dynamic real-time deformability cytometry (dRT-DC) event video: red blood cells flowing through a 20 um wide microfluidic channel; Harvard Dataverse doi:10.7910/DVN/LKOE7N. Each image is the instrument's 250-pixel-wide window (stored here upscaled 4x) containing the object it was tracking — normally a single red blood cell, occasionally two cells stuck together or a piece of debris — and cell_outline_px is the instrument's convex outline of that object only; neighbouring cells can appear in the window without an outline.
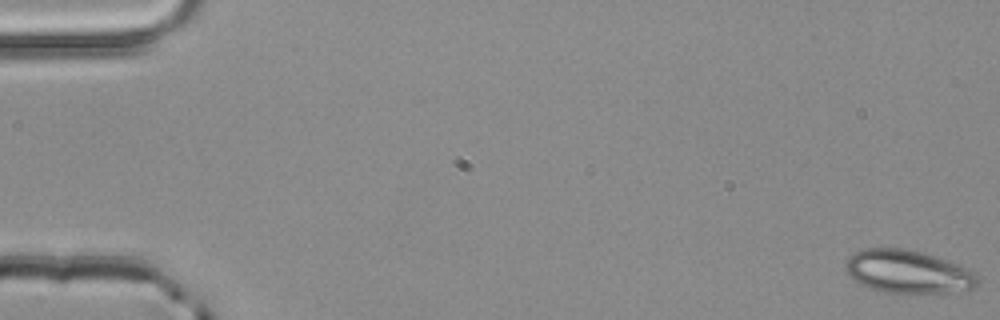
{"species": "common noctule bat (a hibernating species)", "species_latin": "Nyctalus noctula", "temperature_condition": "room temperature", "stored_images_in_passage": 3, "camera_frame_rate_fps": 3000, "um_per_image_px": 0.085, "animal": {"sex": "male", "body_mass_g": 20.4}, "frame": {"image": 1, "passage_image": 1, "time_ms": 0.0, "image_size_px": [1000, 320], "cell_outline_px": [[980, 284], [976, 288], [952, 292], [884, 292], [872, 288], [852, 280], [844, 268], [844, 264], [848, 256], [864, 248], [900, 248], [920, 252], [948, 260], [960, 264], [976, 272], [980, 276]], "centroid_in_image_um": [77.22, 23.09], "position_along_channel_um": 7.8, "area_um2": 33.35}}